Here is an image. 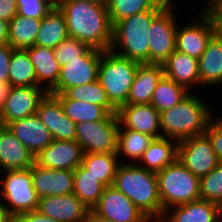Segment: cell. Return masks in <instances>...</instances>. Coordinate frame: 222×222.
I'll return each instance as SVG.
<instances>
[{
    "label": "cell",
    "mask_w": 222,
    "mask_h": 222,
    "mask_svg": "<svg viewBox=\"0 0 222 222\" xmlns=\"http://www.w3.org/2000/svg\"><path fill=\"white\" fill-rule=\"evenodd\" d=\"M9 72V84L11 87H42L37 84L35 68L26 50H12Z\"/></svg>",
    "instance_id": "cell-35"
},
{
    "label": "cell",
    "mask_w": 222,
    "mask_h": 222,
    "mask_svg": "<svg viewBox=\"0 0 222 222\" xmlns=\"http://www.w3.org/2000/svg\"><path fill=\"white\" fill-rule=\"evenodd\" d=\"M17 15L42 19L56 4L55 0H16Z\"/></svg>",
    "instance_id": "cell-40"
},
{
    "label": "cell",
    "mask_w": 222,
    "mask_h": 222,
    "mask_svg": "<svg viewBox=\"0 0 222 222\" xmlns=\"http://www.w3.org/2000/svg\"><path fill=\"white\" fill-rule=\"evenodd\" d=\"M173 0H106L112 25L126 17L148 10H163Z\"/></svg>",
    "instance_id": "cell-32"
},
{
    "label": "cell",
    "mask_w": 222,
    "mask_h": 222,
    "mask_svg": "<svg viewBox=\"0 0 222 222\" xmlns=\"http://www.w3.org/2000/svg\"><path fill=\"white\" fill-rule=\"evenodd\" d=\"M161 11H143L114 23L109 50L140 64H149L148 30Z\"/></svg>",
    "instance_id": "cell-4"
},
{
    "label": "cell",
    "mask_w": 222,
    "mask_h": 222,
    "mask_svg": "<svg viewBox=\"0 0 222 222\" xmlns=\"http://www.w3.org/2000/svg\"><path fill=\"white\" fill-rule=\"evenodd\" d=\"M119 128L161 138L160 112L151 104H123L117 109Z\"/></svg>",
    "instance_id": "cell-16"
},
{
    "label": "cell",
    "mask_w": 222,
    "mask_h": 222,
    "mask_svg": "<svg viewBox=\"0 0 222 222\" xmlns=\"http://www.w3.org/2000/svg\"><path fill=\"white\" fill-rule=\"evenodd\" d=\"M86 222H114V221L103 218L100 215L96 214L93 210H89Z\"/></svg>",
    "instance_id": "cell-48"
},
{
    "label": "cell",
    "mask_w": 222,
    "mask_h": 222,
    "mask_svg": "<svg viewBox=\"0 0 222 222\" xmlns=\"http://www.w3.org/2000/svg\"><path fill=\"white\" fill-rule=\"evenodd\" d=\"M118 158L116 153H85L81 165L107 187L113 184L117 168L121 164Z\"/></svg>",
    "instance_id": "cell-30"
},
{
    "label": "cell",
    "mask_w": 222,
    "mask_h": 222,
    "mask_svg": "<svg viewBox=\"0 0 222 222\" xmlns=\"http://www.w3.org/2000/svg\"><path fill=\"white\" fill-rule=\"evenodd\" d=\"M57 99H71L102 106L109 114H117V108L109 101L98 80L82 86L66 89L62 94H52Z\"/></svg>",
    "instance_id": "cell-31"
},
{
    "label": "cell",
    "mask_w": 222,
    "mask_h": 222,
    "mask_svg": "<svg viewBox=\"0 0 222 222\" xmlns=\"http://www.w3.org/2000/svg\"><path fill=\"white\" fill-rule=\"evenodd\" d=\"M55 4L64 14L69 37L103 51L110 49L113 25L106 3L67 0Z\"/></svg>",
    "instance_id": "cell-1"
},
{
    "label": "cell",
    "mask_w": 222,
    "mask_h": 222,
    "mask_svg": "<svg viewBox=\"0 0 222 222\" xmlns=\"http://www.w3.org/2000/svg\"><path fill=\"white\" fill-rule=\"evenodd\" d=\"M178 160L199 178L210 173L219 164L211 141L205 133L179 141Z\"/></svg>",
    "instance_id": "cell-11"
},
{
    "label": "cell",
    "mask_w": 222,
    "mask_h": 222,
    "mask_svg": "<svg viewBox=\"0 0 222 222\" xmlns=\"http://www.w3.org/2000/svg\"><path fill=\"white\" fill-rule=\"evenodd\" d=\"M102 50L91 47L80 59H73L61 67L57 84L48 92L62 94L66 89L98 80Z\"/></svg>",
    "instance_id": "cell-10"
},
{
    "label": "cell",
    "mask_w": 222,
    "mask_h": 222,
    "mask_svg": "<svg viewBox=\"0 0 222 222\" xmlns=\"http://www.w3.org/2000/svg\"><path fill=\"white\" fill-rule=\"evenodd\" d=\"M17 15L16 0H0V19L10 21Z\"/></svg>",
    "instance_id": "cell-45"
},
{
    "label": "cell",
    "mask_w": 222,
    "mask_h": 222,
    "mask_svg": "<svg viewBox=\"0 0 222 222\" xmlns=\"http://www.w3.org/2000/svg\"><path fill=\"white\" fill-rule=\"evenodd\" d=\"M178 145L179 141L171 138L154 139L137 164L157 173L178 159Z\"/></svg>",
    "instance_id": "cell-26"
},
{
    "label": "cell",
    "mask_w": 222,
    "mask_h": 222,
    "mask_svg": "<svg viewBox=\"0 0 222 222\" xmlns=\"http://www.w3.org/2000/svg\"><path fill=\"white\" fill-rule=\"evenodd\" d=\"M92 210L114 222H151L124 193L112 185L104 188Z\"/></svg>",
    "instance_id": "cell-13"
},
{
    "label": "cell",
    "mask_w": 222,
    "mask_h": 222,
    "mask_svg": "<svg viewBox=\"0 0 222 222\" xmlns=\"http://www.w3.org/2000/svg\"><path fill=\"white\" fill-rule=\"evenodd\" d=\"M10 222H58L48 216L40 214L38 211L21 213L13 216Z\"/></svg>",
    "instance_id": "cell-44"
},
{
    "label": "cell",
    "mask_w": 222,
    "mask_h": 222,
    "mask_svg": "<svg viewBox=\"0 0 222 222\" xmlns=\"http://www.w3.org/2000/svg\"><path fill=\"white\" fill-rule=\"evenodd\" d=\"M190 93L193 92L163 76L153 92L150 104L161 113L179 104Z\"/></svg>",
    "instance_id": "cell-36"
},
{
    "label": "cell",
    "mask_w": 222,
    "mask_h": 222,
    "mask_svg": "<svg viewBox=\"0 0 222 222\" xmlns=\"http://www.w3.org/2000/svg\"><path fill=\"white\" fill-rule=\"evenodd\" d=\"M64 114L75 124L81 122L103 121L109 113L102 107L93 103L79 102L71 99H58Z\"/></svg>",
    "instance_id": "cell-37"
},
{
    "label": "cell",
    "mask_w": 222,
    "mask_h": 222,
    "mask_svg": "<svg viewBox=\"0 0 222 222\" xmlns=\"http://www.w3.org/2000/svg\"><path fill=\"white\" fill-rule=\"evenodd\" d=\"M9 22L0 19V44H8Z\"/></svg>",
    "instance_id": "cell-46"
},
{
    "label": "cell",
    "mask_w": 222,
    "mask_h": 222,
    "mask_svg": "<svg viewBox=\"0 0 222 222\" xmlns=\"http://www.w3.org/2000/svg\"><path fill=\"white\" fill-rule=\"evenodd\" d=\"M162 209L200 199V178L177 159L156 173Z\"/></svg>",
    "instance_id": "cell-6"
},
{
    "label": "cell",
    "mask_w": 222,
    "mask_h": 222,
    "mask_svg": "<svg viewBox=\"0 0 222 222\" xmlns=\"http://www.w3.org/2000/svg\"><path fill=\"white\" fill-rule=\"evenodd\" d=\"M155 138L138 131L119 128L117 135V156L122 154L131 159L132 164L138 163L143 153Z\"/></svg>",
    "instance_id": "cell-34"
},
{
    "label": "cell",
    "mask_w": 222,
    "mask_h": 222,
    "mask_svg": "<svg viewBox=\"0 0 222 222\" xmlns=\"http://www.w3.org/2000/svg\"><path fill=\"white\" fill-rule=\"evenodd\" d=\"M11 85L9 83H0V110L3 107L4 101L8 96Z\"/></svg>",
    "instance_id": "cell-47"
},
{
    "label": "cell",
    "mask_w": 222,
    "mask_h": 222,
    "mask_svg": "<svg viewBox=\"0 0 222 222\" xmlns=\"http://www.w3.org/2000/svg\"><path fill=\"white\" fill-rule=\"evenodd\" d=\"M164 76L188 91L200 85L198 59L175 50L162 64Z\"/></svg>",
    "instance_id": "cell-23"
},
{
    "label": "cell",
    "mask_w": 222,
    "mask_h": 222,
    "mask_svg": "<svg viewBox=\"0 0 222 222\" xmlns=\"http://www.w3.org/2000/svg\"><path fill=\"white\" fill-rule=\"evenodd\" d=\"M47 93L42 87H11L0 110V123L7 126L12 121L36 114L40 101Z\"/></svg>",
    "instance_id": "cell-12"
},
{
    "label": "cell",
    "mask_w": 222,
    "mask_h": 222,
    "mask_svg": "<svg viewBox=\"0 0 222 222\" xmlns=\"http://www.w3.org/2000/svg\"><path fill=\"white\" fill-rule=\"evenodd\" d=\"M119 121L109 114L103 121L76 124L75 140L85 153H116Z\"/></svg>",
    "instance_id": "cell-8"
},
{
    "label": "cell",
    "mask_w": 222,
    "mask_h": 222,
    "mask_svg": "<svg viewBox=\"0 0 222 222\" xmlns=\"http://www.w3.org/2000/svg\"><path fill=\"white\" fill-rule=\"evenodd\" d=\"M36 211L58 222H86L89 212L74 193L41 197Z\"/></svg>",
    "instance_id": "cell-17"
},
{
    "label": "cell",
    "mask_w": 222,
    "mask_h": 222,
    "mask_svg": "<svg viewBox=\"0 0 222 222\" xmlns=\"http://www.w3.org/2000/svg\"><path fill=\"white\" fill-rule=\"evenodd\" d=\"M222 9V0H213Z\"/></svg>",
    "instance_id": "cell-51"
},
{
    "label": "cell",
    "mask_w": 222,
    "mask_h": 222,
    "mask_svg": "<svg viewBox=\"0 0 222 222\" xmlns=\"http://www.w3.org/2000/svg\"><path fill=\"white\" fill-rule=\"evenodd\" d=\"M158 222H222V208L216 203L198 199L165 210Z\"/></svg>",
    "instance_id": "cell-20"
},
{
    "label": "cell",
    "mask_w": 222,
    "mask_h": 222,
    "mask_svg": "<svg viewBox=\"0 0 222 222\" xmlns=\"http://www.w3.org/2000/svg\"><path fill=\"white\" fill-rule=\"evenodd\" d=\"M200 199L216 203L222 208V163L200 178Z\"/></svg>",
    "instance_id": "cell-38"
},
{
    "label": "cell",
    "mask_w": 222,
    "mask_h": 222,
    "mask_svg": "<svg viewBox=\"0 0 222 222\" xmlns=\"http://www.w3.org/2000/svg\"><path fill=\"white\" fill-rule=\"evenodd\" d=\"M1 179L0 197L7 201L0 202V208L11 219L21 213L36 211L39 197L33 187L31 167L27 169L6 170Z\"/></svg>",
    "instance_id": "cell-7"
},
{
    "label": "cell",
    "mask_w": 222,
    "mask_h": 222,
    "mask_svg": "<svg viewBox=\"0 0 222 222\" xmlns=\"http://www.w3.org/2000/svg\"><path fill=\"white\" fill-rule=\"evenodd\" d=\"M90 48L87 43L68 37L54 48L55 58L62 67L73 59H80Z\"/></svg>",
    "instance_id": "cell-39"
},
{
    "label": "cell",
    "mask_w": 222,
    "mask_h": 222,
    "mask_svg": "<svg viewBox=\"0 0 222 222\" xmlns=\"http://www.w3.org/2000/svg\"><path fill=\"white\" fill-rule=\"evenodd\" d=\"M31 176L39 198L73 193V170L48 169L34 163L31 167Z\"/></svg>",
    "instance_id": "cell-19"
},
{
    "label": "cell",
    "mask_w": 222,
    "mask_h": 222,
    "mask_svg": "<svg viewBox=\"0 0 222 222\" xmlns=\"http://www.w3.org/2000/svg\"><path fill=\"white\" fill-rule=\"evenodd\" d=\"M0 222H10V219L5 215V213L0 208Z\"/></svg>",
    "instance_id": "cell-49"
},
{
    "label": "cell",
    "mask_w": 222,
    "mask_h": 222,
    "mask_svg": "<svg viewBox=\"0 0 222 222\" xmlns=\"http://www.w3.org/2000/svg\"><path fill=\"white\" fill-rule=\"evenodd\" d=\"M83 149L76 140L54 139L35 156V163L55 170H75L82 162Z\"/></svg>",
    "instance_id": "cell-15"
},
{
    "label": "cell",
    "mask_w": 222,
    "mask_h": 222,
    "mask_svg": "<svg viewBox=\"0 0 222 222\" xmlns=\"http://www.w3.org/2000/svg\"><path fill=\"white\" fill-rule=\"evenodd\" d=\"M163 76L161 64H139L127 97V104H150L153 92Z\"/></svg>",
    "instance_id": "cell-24"
},
{
    "label": "cell",
    "mask_w": 222,
    "mask_h": 222,
    "mask_svg": "<svg viewBox=\"0 0 222 222\" xmlns=\"http://www.w3.org/2000/svg\"><path fill=\"white\" fill-rule=\"evenodd\" d=\"M198 63L201 86L222 84V40L213 35Z\"/></svg>",
    "instance_id": "cell-27"
},
{
    "label": "cell",
    "mask_w": 222,
    "mask_h": 222,
    "mask_svg": "<svg viewBox=\"0 0 222 222\" xmlns=\"http://www.w3.org/2000/svg\"><path fill=\"white\" fill-rule=\"evenodd\" d=\"M55 1H67V0H55ZM75 1H86L92 3H106V0H75Z\"/></svg>",
    "instance_id": "cell-50"
},
{
    "label": "cell",
    "mask_w": 222,
    "mask_h": 222,
    "mask_svg": "<svg viewBox=\"0 0 222 222\" xmlns=\"http://www.w3.org/2000/svg\"><path fill=\"white\" fill-rule=\"evenodd\" d=\"M7 126L34 156L54 141L37 114L12 121Z\"/></svg>",
    "instance_id": "cell-21"
},
{
    "label": "cell",
    "mask_w": 222,
    "mask_h": 222,
    "mask_svg": "<svg viewBox=\"0 0 222 222\" xmlns=\"http://www.w3.org/2000/svg\"><path fill=\"white\" fill-rule=\"evenodd\" d=\"M172 3L171 1L150 24L148 30L149 64L162 65L175 51L178 23H176Z\"/></svg>",
    "instance_id": "cell-9"
},
{
    "label": "cell",
    "mask_w": 222,
    "mask_h": 222,
    "mask_svg": "<svg viewBox=\"0 0 222 222\" xmlns=\"http://www.w3.org/2000/svg\"><path fill=\"white\" fill-rule=\"evenodd\" d=\"M36 114L54 139L75 140L76 124L64 114L60 101L54 95H45L38 105Z\"/></svg>",
    "instance_id": "cell-18"
},
{
    "label": "cell",
    "mask_w": 222,
    "mask_h": 222,
    "mask_svg": "<svg viewBox=\"0 0 222 222\" xmlns=\"http://www.w3.org/2000/svg\"><path fill=\"white\" fill-rule=\"evenodd\" d=\"M140 63L102 50L98 68V81L105 90L109 101L118 109L127 104V97Z\"/></svg>",
    "instance_id": "cell-5"
},
{
    "label": "cell",
    "mask_w": 222,
    "mask_h": 222,
    "mask_svg": "<svg viewBox=\"0 0 222 222\" xmlns=\"http://www.w3.org/2000/svg\"><path fill=\"white\" fill-rule=\"evenodd\" d=\"M13 48L9 44H0V83H9V67Z\"/></svg>",
    "instance_id": "cell-43"
},
{
    "label": "cell",
    "mask_w": 222,
    "mask_h": 222,
    "mask_svg": "<svg viewBox=\"0 0 222 222\" xmlns=\"http://www.w3.org/2000/svg\"><path fill=\"white\" fill-rule=\"evenodd\" d=\"M203 11L212 22L214 35L222 40V9L213 0H209Z\"/></svg>",
    "instance_id": "cell-42"
},
{
    "label": "cell",
    "mask_w": 222,
    "mask_h": 222,
    "mask_svg": "<svg viewBox=\"0 0 222 222\" xmlns=\"http://www.w3.org/2000/svg\"><path fill=\"white\" fill-rule=\"evenodd\" d=\"M198 19L181 28L177 24L175 44V50L196 59L204 53L209 40L214 35L212 22L204 11L201 10Z\"/></svg>",
    "instance_id": "cell-14"
},
{
    "label": "cell",
    "mask_w": 222,
    "mask_h": 222,
    "mask_svg": "<svg viewBox=\"0 0 222 222\" xmlns=\"http://www.w3.org/2000/svg\"><path fill=\"white\" fill-rule=\"evenodd\" d=\"M69 37L64 14L55 5L42 19L35 45L54 49Z\"/></svg>",
    "instance_id": "cell-28"
},
{
    "label": "cell",
    "mask_w": 222,
    "mask_h": 222,
    "mask_svg": "<svg viewBox=\"0 0 222 222\" xmlns=\"http://www.w3.org/2000/svg\"><path fill=\"white\" fill-rule=\"evenodd\" d=\"M73 172V193L88 210H92L97 205L105 186L100 183L96 177L91 175L81 164L73 170Z\"/></svg>",
    "instance_id": "cell-33"
},
{
    "label": "cell",
    "mask_w": 222,
    "mask_h": 222,
    "mask_svg": "<svg viewBox=\"0 0 222 222\" xmlns=\"http://www.w3.org/2000/svg\"><path fill=\"white\" fill-rule=\"evenodd\" d=\"M212 109L195 94L160 113L161 137L181 141L202 135L212 116Z\"/></svg>",
    "instance_id": "cell-3"
},
{
    "label": "cell",
    "mask_w": 222,
    "mask_h": 222,
    "mask_svg": "<svg viewBox=\"0 0 222 222\" xmlns=\"http://www.w3.org/2000/svg\"><path fill=\"white\" fill-rule=\"evenodd\" d=\"M41 19L14 16L9 21L8 44L13 49L25 50L35 45Z\"/></svg>",
    "instance_id": "cell-29"
},
{
    "label": "cell",
    "mask_w": 222,
    "mask_h": 222,
    "mask_svg": "<svg viewBox=\"0 0 222 222\" xmlns=\"http://www.w3.org/2000/svg\"><path fill=\"white\" fill-rule=\"evenodd\" d=\"M35 68L37 84L49 92L59 80L61 67L55 58L54 49L34 45L25 49ZM43 82H46L43 86Z\"/></svg>",
    "instance_id": "cell-25"
},
{
    "label": "cell",
    "mask_w": 222,
    "mask_h": 222,
    "mask_svg": "<svg viewBox=\"0 0 222 222\" xmlns=\"http://www.w3.org/2000/svg\"><path fill=\"white\" fill-rule=\"evenodd\" d=\"M214 118L209 120L205 134L211 141L219 163H222V122Z\"/></svg>",
    "instance_id": "cell-41"
},
{
    "label": "cell",
    "mask_w": 222,
    "mask_h": 222,
    "mask_svg": "<svg viewBox=\"0 0 222 222\" xmlns=\"http://www.w3.org/2000/svg\"><path fill=\"white\" fill-rule=\"evenodd\" d=\"M35 156L15 136L8 126L0 127V168L18 170L32 167Z\"/></svg>",
    "instance_id": "cell-22"
},
{
    "label": "cell",
    "mask_w": 222,
    "mask_h": 222,
    "mask_svg": "<svg viewBox=\"0 0 222 222\" xmlns=\"http://www.w3.org/2000/svg\"><path fill=\"white\" fill-rule=\"evenodd\" d=\"M124 193L151 221H159L164 213L156 173L130 162L121 163L112 184Z\"/></svg>",
    "instance_id": "cell-2"
}]
</instances>
